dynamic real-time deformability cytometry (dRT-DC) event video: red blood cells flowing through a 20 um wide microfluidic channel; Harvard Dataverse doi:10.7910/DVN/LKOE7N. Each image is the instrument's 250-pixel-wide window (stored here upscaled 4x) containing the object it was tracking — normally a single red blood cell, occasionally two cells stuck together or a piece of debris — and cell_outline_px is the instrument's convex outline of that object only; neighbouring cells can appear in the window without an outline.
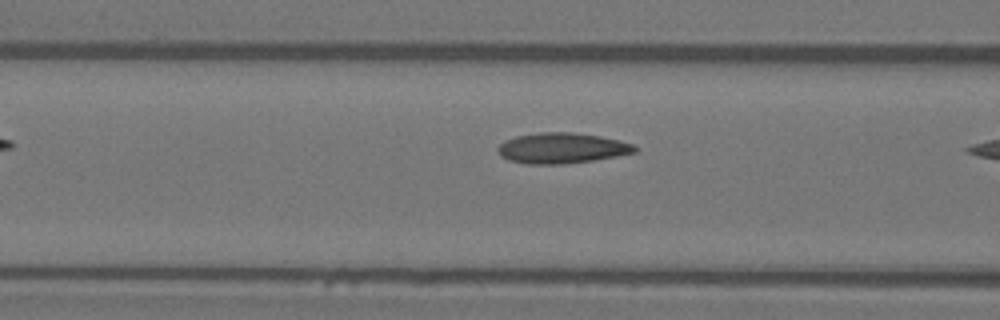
{"species": "Egyptian fruit bat (a non-hibernating species)", "species_latin": "Rousettus aegyptiacus", "temperature_condition": "warm", "stored_images_in_passage": 8, "camera_frame_rate_fps": 3000, "um_per_image_px": 0.085, "animal": {"sex": "female"}, "frame": {"image": 1, "passage_image": 7, "time_ms": 2.0, "image_size_px": [1000, 320], "cell_outline_px": [[636, 152], [616, 156], [592, 160], [564, 164], [528, 164], [508, 160], [500, 156], [496, 148], [504, 140], [516, 136], [540, 132], [572, 132], [600, 136], [620, 140], [632, 144], [636, 148]], "centroid_in_image_um": [47.71, 12.59], "position_along_channel_um": 118.9, "area_um2": 24.39}}